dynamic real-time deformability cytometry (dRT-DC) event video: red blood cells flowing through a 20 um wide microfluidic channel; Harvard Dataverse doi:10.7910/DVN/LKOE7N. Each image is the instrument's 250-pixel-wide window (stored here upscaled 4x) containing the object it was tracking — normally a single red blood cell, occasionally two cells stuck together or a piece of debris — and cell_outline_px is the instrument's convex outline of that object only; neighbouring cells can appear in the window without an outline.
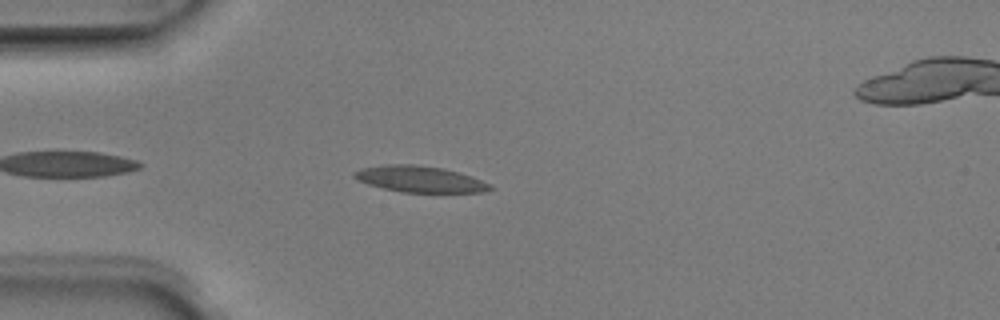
{"species": "Egyptian fruit bat (a non-hibernating species)", "species_latin": "Rousettus aegyptiacus", "temperature_condition": "room temperature", "stored_images_in_passage": 4, "camera_frame_rate_fps": 3000, "um_per_image_px": 0.085, "animal": {"sex": "male"}, "frame": {"image": 1, "passage_image": 4, "time_ms": 1.0, "image_size_px": [1000, 320], "cell_outline_px": [[496, 188], [484, 192], [400, 192], [368, 184], [356, 180], [352, 176], [352, 172], [360, 168], [384, 164], [416, 164], [444, 168], [472, 176], [492, 184]], "centroid_in_image_um": [35.69, 15.21], "position_along_channel_um": 49.3, "area_um2": 21.1}}